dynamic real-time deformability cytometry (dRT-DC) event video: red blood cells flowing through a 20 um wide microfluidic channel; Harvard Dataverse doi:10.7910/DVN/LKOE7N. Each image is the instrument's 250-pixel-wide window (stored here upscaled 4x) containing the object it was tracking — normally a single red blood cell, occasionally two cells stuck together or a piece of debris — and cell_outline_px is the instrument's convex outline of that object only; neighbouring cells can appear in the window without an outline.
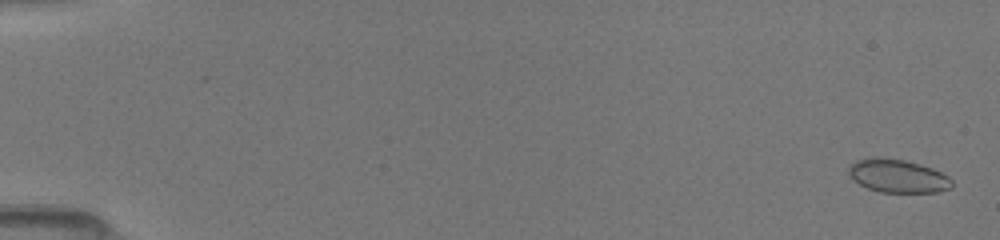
{"species": "common noctule bat (a hibernating species)", "species_latin": "Nyctalus noctula", "temperature_condition": "room temperature", "stored_images_in_passage": 105, "camera_frame_rate_fps": 3000, "um_per_image_px": 0.085, "animal": {"sex": "female", "body_mass_g": 19.5, "forearm_length_mm": 54.1}, "frame": {"image": 1, "passage_image": 3, "time_ms": 0.333, "image_size_px": [1000, 240], "cell_outline_px": [[952, 188], [936, 192], [880, 192], [868, 188], [852, 180], [848, 176], [848, 168], [856, 160], [872, 156], [880, 156], [904, 160], [920, 164], [932, 168], [948, 176], [952, 180]], "centroid_in_image_um": [76.28, 14.94], "position_along_channel_um": 8.7, "area_um2": 20.23}}
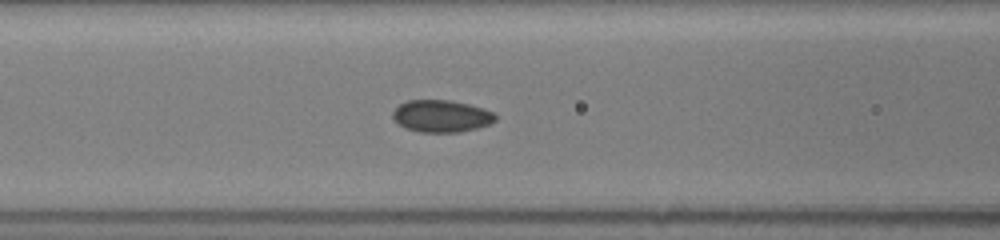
{"frame": {"image": 2, "passage_image": 60, "time_ms": 7.333, "image_size_px": [1000, 240], "cell_outline_px": [[496, 120], [488, 124], [476, 128], [460, 132], [420, 132], [404, 128], [392, 116], [392, 112], [400, 104], [408, 100], [452, 100], [484, 108], [492, 112], [496, 116]], "centroid_in_image_um": [37.51, 9.86], "position_along_channel_um": 129.1, "area_um2": 19.13}}
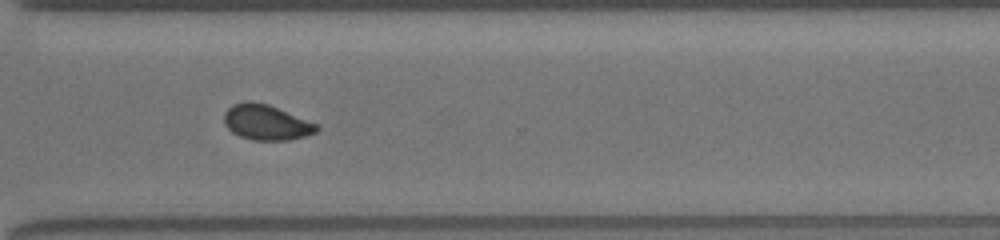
{"frame": {"image": 3, "passage_image": 104, "time_ms": 12.667, "image_size_px": [1000, 240], "cell_outline_px": [[320, 128], [316, 132], [304, 136], [288, 140], [252, 140], [240, 136], [232, 132], [224, 124], [224, 112], [232, 104], [244, 100], [252, 100], [268, 104], [320, 124]], "centroid_in_image_um": [22.63, 10.38], "position_along_channel_um": 348.0, "area_um2": 19.36}}